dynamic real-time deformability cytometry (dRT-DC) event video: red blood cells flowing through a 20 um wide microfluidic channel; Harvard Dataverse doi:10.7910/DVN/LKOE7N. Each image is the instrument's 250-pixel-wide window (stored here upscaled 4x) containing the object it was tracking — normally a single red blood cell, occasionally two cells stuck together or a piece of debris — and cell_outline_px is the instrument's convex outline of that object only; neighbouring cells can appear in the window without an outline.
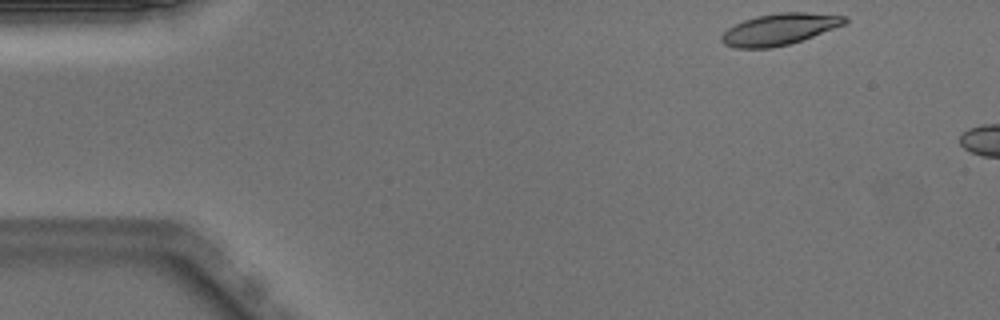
{"species": "Egyptian fruit bat (a non-hibernating species)", "species_latin": "Rousettus aegyptiacus", "temperature_condition": "warm", "stored_images_in_passage": 5, "camera_frame_rate_fps": 3000, "um_per_image_px": 0.085, "animal": {"sex": "male"}, "frame": {"image": 1, "passage_image": 1, "time_ms": 0.0, "image_size_px": [1000, 320], "cell_outline_px": [[848, 20], [844, 24], [812, 36], [788, 44], [772, 48], [732, 48], [724, 44], [720, 40], [720, 36], [728, 28], [744, 20], [756, 16], [780, 12], [808, 12], [848, 16]], "centroid_in_image_um": [66.22, 2.48], "position_along_channel_um": 18.8, "area_um2": 22.48}}